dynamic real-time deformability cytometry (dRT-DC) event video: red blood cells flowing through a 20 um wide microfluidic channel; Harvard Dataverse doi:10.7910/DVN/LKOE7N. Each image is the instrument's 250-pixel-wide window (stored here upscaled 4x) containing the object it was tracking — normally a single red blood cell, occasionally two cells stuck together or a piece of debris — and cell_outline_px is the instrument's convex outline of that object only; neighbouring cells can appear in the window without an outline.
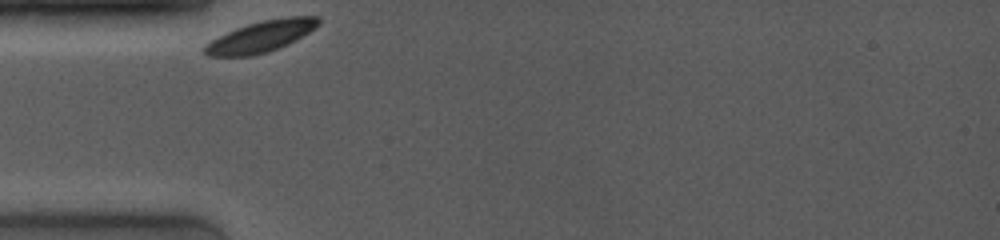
{"species": "common noctule bat (a hibernating species)", "species_latin": "Nyctalus noctula", "temperature_condition": "room temperature", "stored_images_in_passage": 32, "camera_frame_rate_fps": 4000, "um_per_image_px": 0.085, "animal": {"sex": "female", "body_mass_g": 19.0, "forearm_length_mm": 53.3}, "frame": {"image": 1, "passage_image": 1, "time_ms": 0.0, "image_size_px": [1000, 240], "cell_outline_px": [[320, 24], [308, 32], [268, 52], [252, 56], [208, 56], [200, 48], [204, 44], [236, 28], [260, 20], [288, 16], [320, 16]], "centroid_in_image_um": [22.14, 3.09], "position_along_channel_um": 62.9, "area_um2": 20.46}}
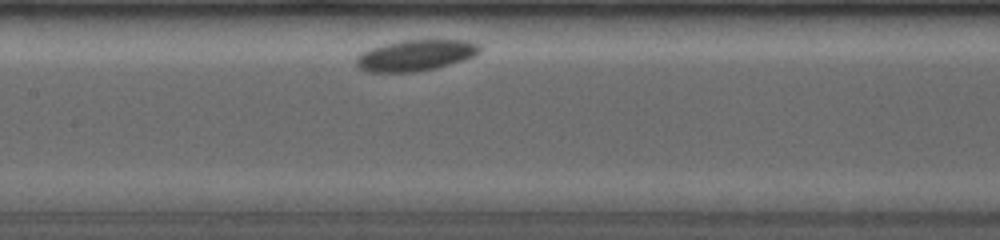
{"frame": {"image": 2, "passage_image": 12, "time_ms": 3.25, "image_size_px": [1000, 240], "cell_outline_px": [[480, 52], [464, 60], [436, 68], [416, 72], [364, 72], [356, 64], [356, 56], [372, 48], [384, 44], [404, 40], [468, 40], [480, 44]], "centroid_in_image_um": [35.34, 4.71], "position_along_channel_um": 172.1, "area_um2": 22.31}}
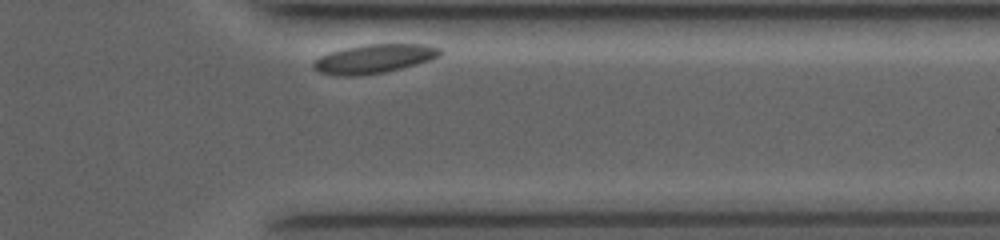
{"frame": {"image": 3, "passage_image": 30, "time_ms": 9.25, "image_size_px": [1000, 240], "cell_outline_px": [[444, 52], [440, 56], [432, 60], [384, 72], [360, 76], [336, 76], [320, 72], [312, 68], [312, 64], [320, 56], [328, 52], [364, 44], [424, 44], [440, 48]], "centroid_in_image_um": [31.8, 5.0], "position_along_channel_um": 379.6, "area_um2": 21.5}, "authors_computed_cell_mechanics": {"area_um2": 21.7039, "velocity_mm_per_s": 3.4165, "shape_relaxation_time_tau1_ms": 1.2532, "shape_relaxation_time_tau2_ms": null, "deformation_change_tau1": 0.0501, "deformation_change_tau2": null}}